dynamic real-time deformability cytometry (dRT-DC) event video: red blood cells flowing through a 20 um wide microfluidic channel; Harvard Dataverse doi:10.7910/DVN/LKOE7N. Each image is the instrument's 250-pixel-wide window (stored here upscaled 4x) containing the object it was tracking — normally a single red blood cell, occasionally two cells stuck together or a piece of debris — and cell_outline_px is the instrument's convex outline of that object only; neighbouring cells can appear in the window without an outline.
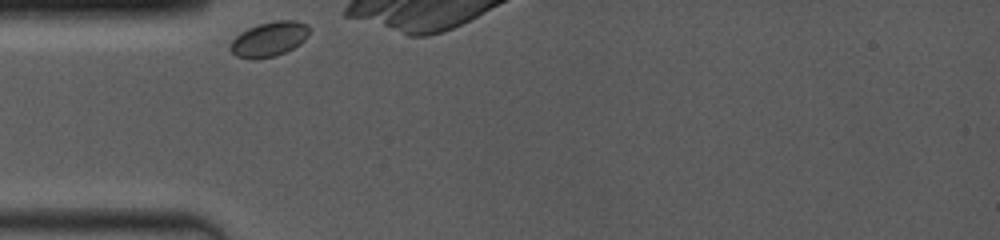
{"species": "common noctule bat (a hibernating species)", "species_latin": "Nyctalus noctula", "temperature_condition": "room temperature", "stored_images_in_passage": 11, "camera_frame_rate_fps": 4000, "um_per_image_px": 0.085, "animal": {"sex": "female", "body_mass_g": 19.0, "forearm_length_mm": 53.3}, "frame": {"image": 1, "passage_image": 1, "time_ms": 0.0, "image_size_px": [1000, 240], "cell_outline_px": [[308, 36], [300, 44], [276, 56], [256, 60], [236, 56], [228, 48], [232, 40], [240, 32], [248, 28], [272, 20], [296, 20], [308, 24]], "centroid_in_image_um": [22.86, 3.33], "position_along_channel_um": 62.1, "area_um2": 16.13}}
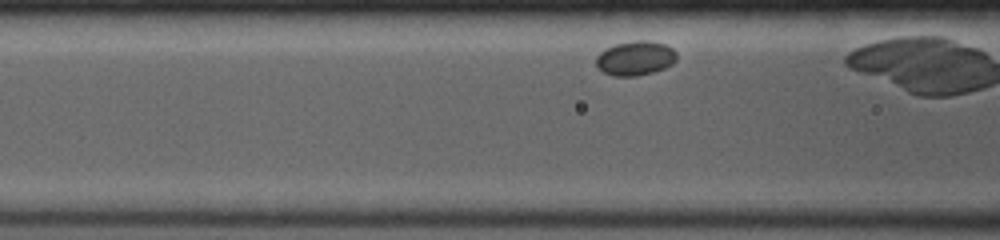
{"frame": {"image": 2, "passage_image": 7, "time_ms": 1.5, "image_size_px": [1000, 240], "cell_outline_px": [[676, 60], [672, 64], [664, 68], [652, 72], [636, 76], [612, 76], [596, 68], [596, 56], [600, 52], [616, 44], [636, 40], [648, 40], [664, 44], [672, 48], [676, 52]], "centroid_in_image_um": [53.99, 4.95], "position_along_channel_um": 112.6, "area_um2": 16.13}}